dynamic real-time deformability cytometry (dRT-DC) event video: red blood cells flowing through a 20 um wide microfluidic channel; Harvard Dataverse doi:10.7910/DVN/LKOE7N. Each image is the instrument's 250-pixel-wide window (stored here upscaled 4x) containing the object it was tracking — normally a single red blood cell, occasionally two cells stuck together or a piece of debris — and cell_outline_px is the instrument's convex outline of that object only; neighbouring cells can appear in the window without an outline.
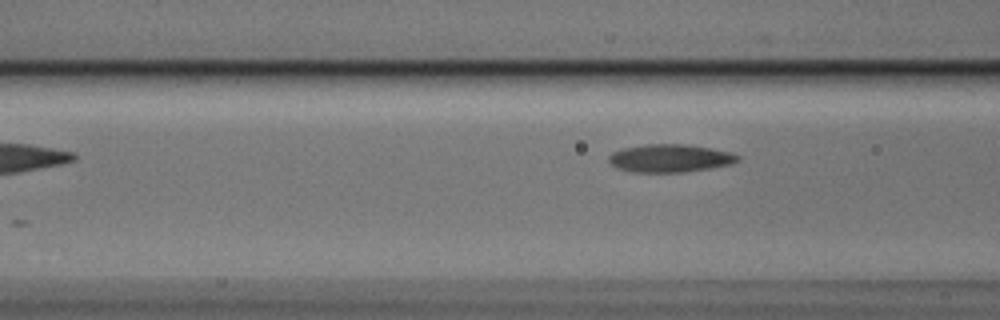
{"species": "Egyptian fruit bat (a non-hibernating species)", "species_latin": "Rousettus aegyptiacus", "temperature_condition": "cold", "stored_images_in_passage": 4, "camera_frame_rate_fps": 3000, "um_per_image_px": 0.085, "animal": {"sex": "male"}, "frame": {"image": 1, "passage_image": 4, "time_ms": 1.0, "image_size_px": [1000, 320], "cell_outline_px": [[740, 160], [732, 164], [684, 172], [632, 172], [620, 168], [612, 164], [608, 160], [608, 156], [612, 152], [624, 148], [644, 144], [684, 144], [732, 152], [740, 156]], "centroid_in_image_um": [56.96, 13.44], "position_along_channel_um": 109.6, "area_um2": 20.87}}